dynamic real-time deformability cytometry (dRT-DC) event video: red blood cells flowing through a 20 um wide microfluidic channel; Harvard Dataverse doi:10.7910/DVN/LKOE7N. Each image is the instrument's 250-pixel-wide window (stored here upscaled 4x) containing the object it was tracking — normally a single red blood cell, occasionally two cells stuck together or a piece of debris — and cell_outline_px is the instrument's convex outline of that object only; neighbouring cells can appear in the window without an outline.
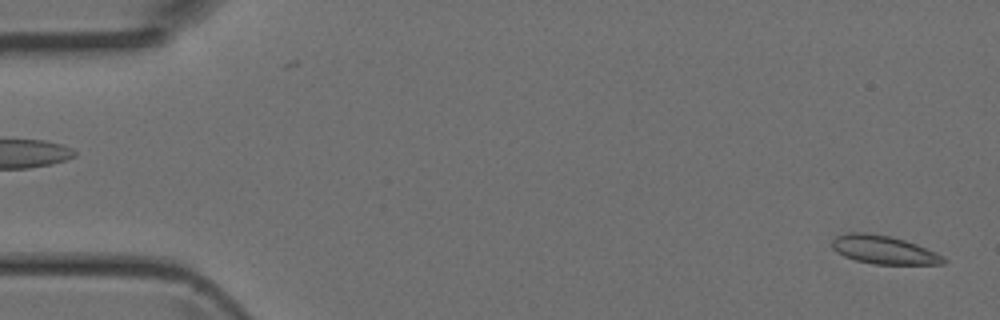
{"species": "Egyptian fruit bat (a non-hibernating species)", "species_latin": "Rousettus aegyptiacus", "temperature_condition": "room temperature", "stored_images_in_passage": 47, "camera_frame_rate_fps": 3000, "um_per_image_px": 0.085, "animal": {"sex": "female"}, "frame": {"image": 1, "passage_image": 1, "time_ms": 0.0, "image_size_px": [1000, 320], "cell_outline_px": [[948, 260], [944, 264], [876, 264], [856, 260], [844, 256], [836, 252], [832, 248], [832, 240], [836, 236], [848, 232], [864, 232], [888, 236], [904, 240], [916, 244], [936, 252], [944, 256]], "centroid_in_image_um": [75.12, 21.23], "position_along_channel_um": 9.9, "area_um2": 18.38}}
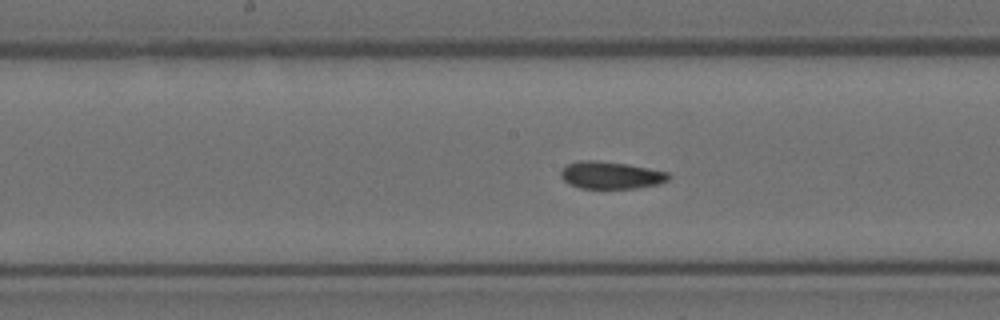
{"frame": {"image": 2, "passage_image": 23, "time_ms": 7.333, "image_size_px": [1000, 320], "cell_outline_px": [[672, 176], [668, 180], [660, 184], [636, 188], [580, 188], [568, 184], [560, 176], [560, 172], [568, 164], [580, 160], [596, 160], [628, 164], [668, 172]], "centroid_in_image_um": [51.94, 14.89], "position_along_channel_um": 196.3, "area_um2": 17.22}}
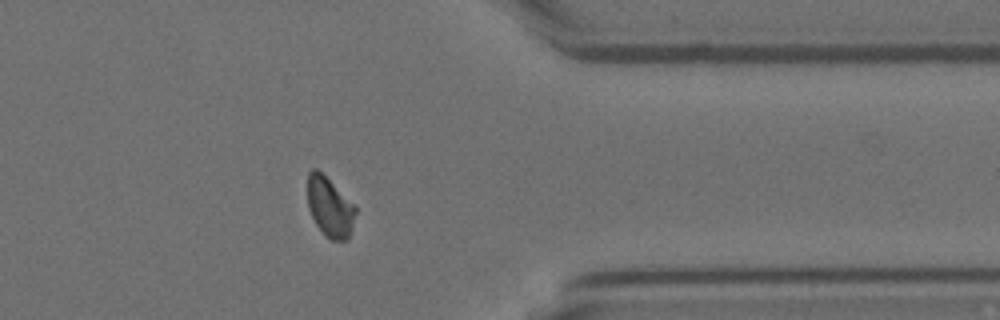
{"frame": {"image": 3, "passage_image": 37, "time_ms": 12.0, "image_size_px": [1000, 320], "cell_outline_px": [[356, 212], [348, 240], [332, 240], [316, 224], [308, 208], [308, 172], [312, 168], [316, 168], [356, 204]], "centroid_in_image_um": [28.05, 17.57], "position_along_channel_um": 383.4, "area_um2": 16.59}}